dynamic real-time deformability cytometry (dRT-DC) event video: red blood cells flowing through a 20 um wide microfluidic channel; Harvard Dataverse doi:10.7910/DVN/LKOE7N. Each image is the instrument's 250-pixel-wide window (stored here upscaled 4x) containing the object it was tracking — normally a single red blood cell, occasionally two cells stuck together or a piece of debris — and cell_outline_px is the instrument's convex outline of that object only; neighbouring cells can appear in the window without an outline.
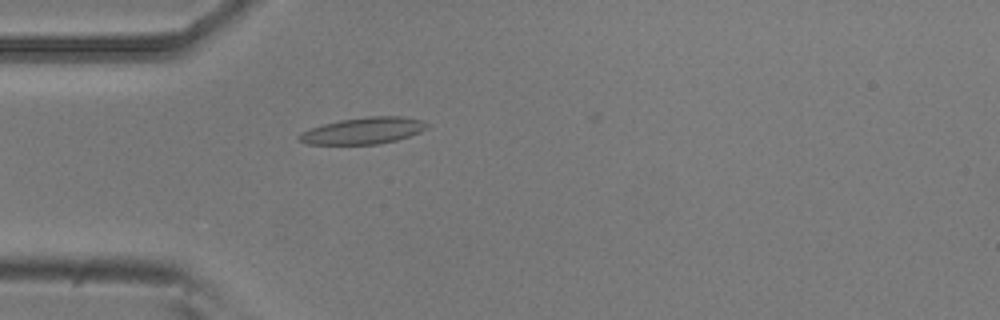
{"species": "common noctule bat (a hibernating species)", "species_latin": "Nyctalus noctula", "temperature_condition": "room temperature", "stored_images_in_passage": 45, "camera_frame_rate_fps": 3000, "um_per_image_px": 0.085, "animal": {"sex": "male", "body_mass_g": 20.5, "forearm_length_mm": 52.5}, "frame": {"image": 1, "passage_image": 6, "time_ms": 1.667, "image_size_px": [1000, 320], "cell_outline_px": [[432, 124], [428, 128], [420, 132], [396, 140], [376, 144], [308, 144], [300, 140], [296, 136], [300, 132], [324, 124], [340, 120], [368, 116], [400, 116], [420, 120]], "centroid_in_image_um": [30.9, 11.1], "position_along_channel_um": 54.1, "area_um2": 19.71}}
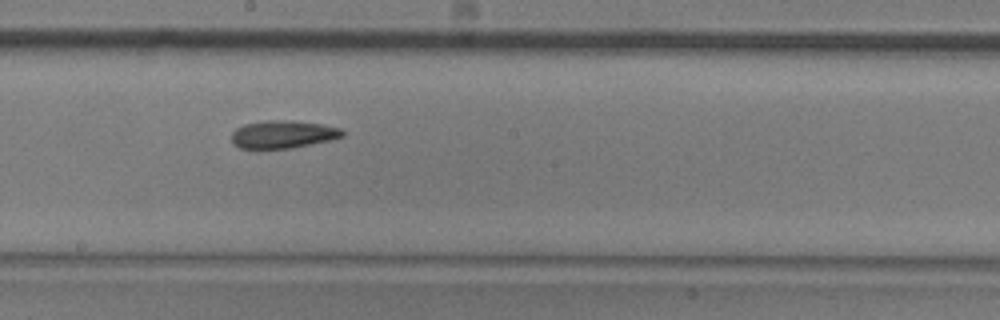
{"frame": {"image": 2, "passage_image": 20, "time_ms": 6.333, "image_size_px": [1000, 320], "cell_outline_px": [[344, 136], [328, 140], [292, 148], [256, 152], [240, 148], [232, 144], [232, 132], [236, 128], [244, 124], [268, 120], [288, 120], [320, 124], [340, 128], [344, 132]], "centroid_in_image_um": [23.95, 11.47], "position_along_channel_um": 224.3, "area_um2": 18.5}}
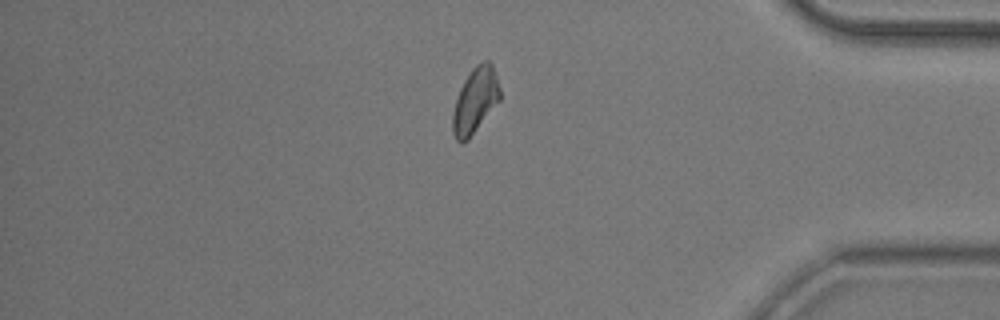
{"frame": {"image": 3, "passage_image": 36, "time_ms": 11.667, "image_size_px": [1000, 320], "cell_outline_px": [[500, 100], [468, 140], [460, 144], [456, 140], [452, 132], [452, 112], [460, 88], [464, 80], [472, 68], [480, 60], [488, 60], [492, 64], [496, 72], [500, 88]], "centroid_in_image_um": [40.39, 8.53], "position_along_channel_um": 394.8, "area_um2": 18.26}}